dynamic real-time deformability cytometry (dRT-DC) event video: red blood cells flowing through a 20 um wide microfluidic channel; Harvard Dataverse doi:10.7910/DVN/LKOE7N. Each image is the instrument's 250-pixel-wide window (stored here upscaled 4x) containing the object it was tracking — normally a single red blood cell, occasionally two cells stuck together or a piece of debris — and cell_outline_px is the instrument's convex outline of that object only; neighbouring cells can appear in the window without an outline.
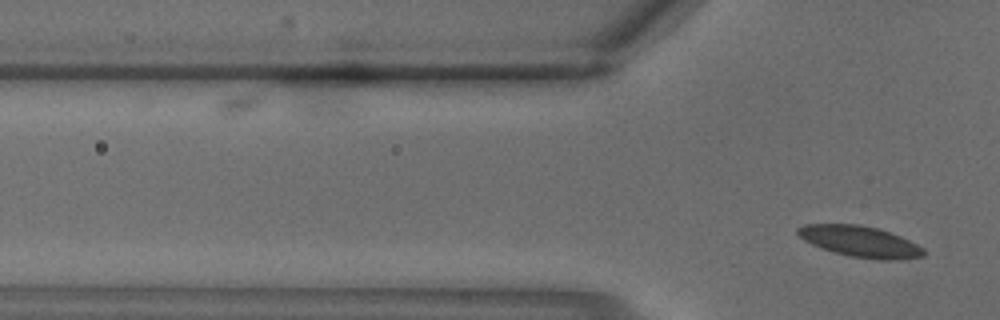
{"species": "common noctule bat (a hibernating species)", "species_latin": "Nyctalus noctula", "temperature_condition": "warm", "stored_images_in_passage": 2, "segment_of_instrument_passage": [2, 2], "camera_frame_rate_fps": 3000, "um_per_image_px": 0.085, "animal": {"sex": "male", "body_mass_g": 18.8}, "frame": {"image": 1, "passage_image": 2, "time_ms": 0.333, "image_size_px": [1000, 320], "cell_outline_px": [[928, 252], [924, 256], [896, 260], [880, 260], [852, 256], [832, 252], [812, 244], [804, 240], [796, 232], [796, 228], [804, 224], [856, 224], [876, 228], [900, 236], [924, 248]], "centroid_in_image_um": [73.11, 20.53], "position_along_channel_um": 52.7, "area_um2": 22.66}}